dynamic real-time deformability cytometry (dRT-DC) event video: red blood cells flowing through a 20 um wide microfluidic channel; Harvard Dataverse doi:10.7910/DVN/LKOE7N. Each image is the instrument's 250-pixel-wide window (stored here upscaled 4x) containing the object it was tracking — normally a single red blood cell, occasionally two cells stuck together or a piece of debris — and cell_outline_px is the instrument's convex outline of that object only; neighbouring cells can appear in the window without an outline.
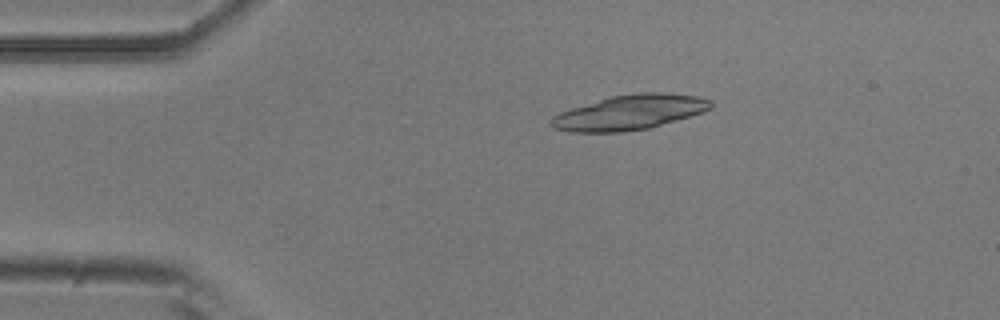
{"species": "common noctule bat (a hibernating species)", "species_latin": "Nyctalus noctula", "temperature_condition": "room temperature", "stored_images_in_passage": 4, "camera_frame_rate_fps": 3000, "um_per_image_px": 0.085, "animal": {"sex": "male", "body_mass_g": 20.5, "forearm_length_mm": 52.5}, "frame": {"image": 1, "passage_image": 3, "time_ms": 0.667, "image_size_px": [1000, 320], "cell_outline_px": [[712, 108], [704, 112], [692, 116], [648, 128], [624, 132], [568, 132], [552, 128], [548, 124], [548, 120], [552, 116], [560, 112], [572, 108], [612, 96], [636, 92], [664, 92], [696, 96], [712, 100]], "centroid_in_image_um": [53.5, 9.56], "position_along_channel_um": 31.5, "area_um2": 32.66}}